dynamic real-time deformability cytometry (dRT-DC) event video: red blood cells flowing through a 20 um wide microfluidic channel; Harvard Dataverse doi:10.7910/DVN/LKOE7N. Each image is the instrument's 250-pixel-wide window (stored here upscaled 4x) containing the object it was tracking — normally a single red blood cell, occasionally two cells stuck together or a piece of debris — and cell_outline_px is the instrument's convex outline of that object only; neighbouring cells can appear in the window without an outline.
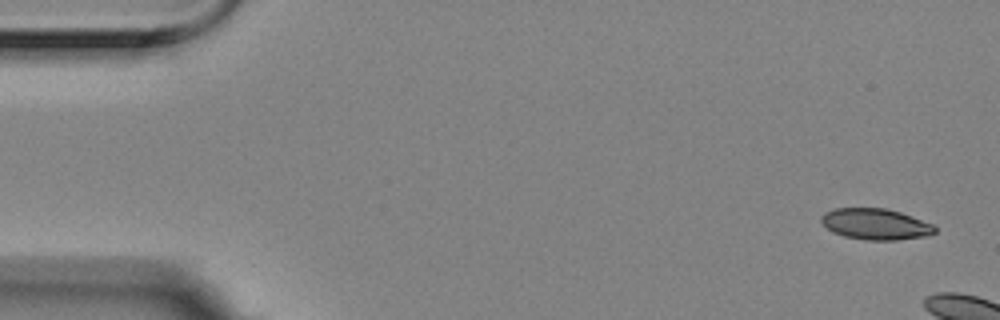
{"species": "Egyptian fruit bat (a non-hibernating species)", "species_latin": "Rousettus aegyptiacus", "temperature_condition": "room temperature", "stored_images_in_passage": 3, "camera_frame_rate_fps": 3000, "um_per_image_px": 0.085, "animal": {"sex": "female"}, "frame": {"image": 1, "passage_image": 1, "time_ms": 0.0, "image_size_px": [1000, 320], "cell_outline_px": [[936, 232], [928, 236], [896, 240], [864, 240], [844, 236], [832, 232], [820, 220], [820, 216], [824, 212], [836, 208], [884, 208], [900, 212], [912, 216], [932, 224], [936, 228]], "centroid_in_image_um": [74.42, 19.05], "position_along_channel_um": 10.6, "area_um2": 20.63}}